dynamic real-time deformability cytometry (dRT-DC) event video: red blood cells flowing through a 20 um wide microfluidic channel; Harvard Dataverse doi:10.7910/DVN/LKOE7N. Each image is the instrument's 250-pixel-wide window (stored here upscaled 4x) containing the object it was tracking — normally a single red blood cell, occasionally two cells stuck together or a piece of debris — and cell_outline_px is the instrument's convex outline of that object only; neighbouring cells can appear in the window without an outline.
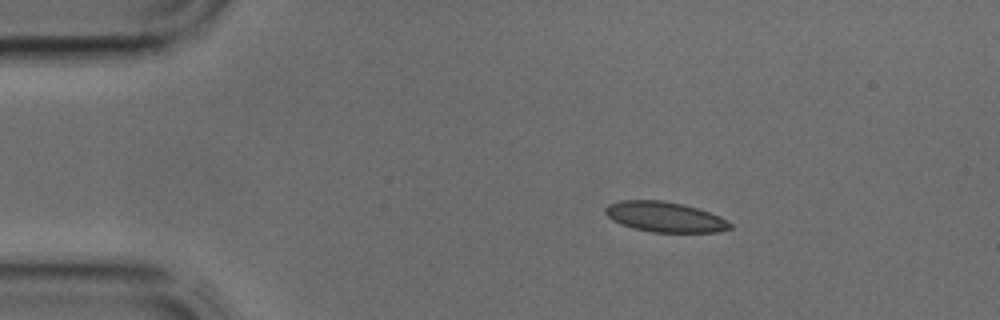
{"species": "common noctule bat (a hibernating species)", "species_latin": "Nyctalus noctula", "temperature_condition": "cold", "stored_images_in_passage": 2, "camera_frame_rate_fps": 3000, "um_per_image_px": 0.085, "animal": {"sex": "male", "body_mass_g": 17.9, "forearm_length_mm": 54.2}, "frame": {"image": 1, "passage_image": 1, "time_ms": 0.0, "image_size_px": [1000, 320], "cell_outline_px": [[732, 228], [716, 232], [652, 232], [632, 228], [620, 224], [612, 220], [604, 212], [604, 208], [608, 204], [620, 200], [660, 200], [684, 204], [720, 216], [728, 220], [732, 224]], "centroid_in_image_um": [56.49, 18.43], "position_along_channel_um": 28.5, "area_um2": 22.08}}